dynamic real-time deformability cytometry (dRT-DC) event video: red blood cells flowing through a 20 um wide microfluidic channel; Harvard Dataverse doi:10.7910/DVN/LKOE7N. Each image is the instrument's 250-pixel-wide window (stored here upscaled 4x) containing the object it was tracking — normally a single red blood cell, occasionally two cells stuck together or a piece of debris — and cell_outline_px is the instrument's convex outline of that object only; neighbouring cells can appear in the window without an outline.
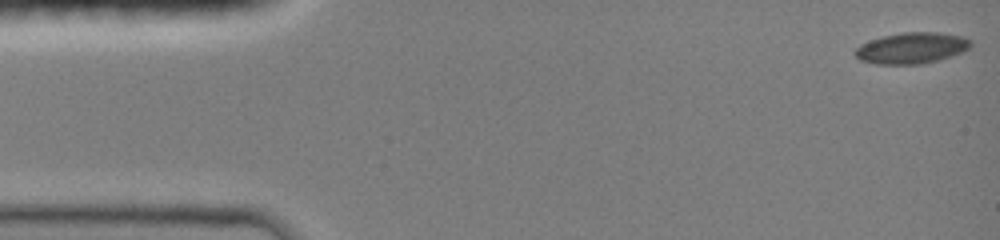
{"species": "common noctule bat (a hibernating species)", "species_latin": "Nyctalus noctula", "temperature_condition": "room temperature", "stored_images_in_passage": 26, "camera_frame_rate_fps": 3000, "um_per_image_px": 0.085, "animal": {"sex": "female", "body_mass_g": 19.0, "forearm_length_mm": 51.5}, "frame": {"image": 1, "passage_image": 1, "time_ms": 0.0, "image_size_px": [1000, 240], "cell_outline_px": [[972, 44], [968, 48], [960, 52], [936, 60], [920, 64], [876, 64], [860, 60], [852, 52], [860, 44], [884, 36], [904, 32], [936, 32], [960, 36], [972, 40]], "centroid_in_image_um": [77.44, 4.08], "position_along_channel_um": 7.6, "area_um2": 20.63}}
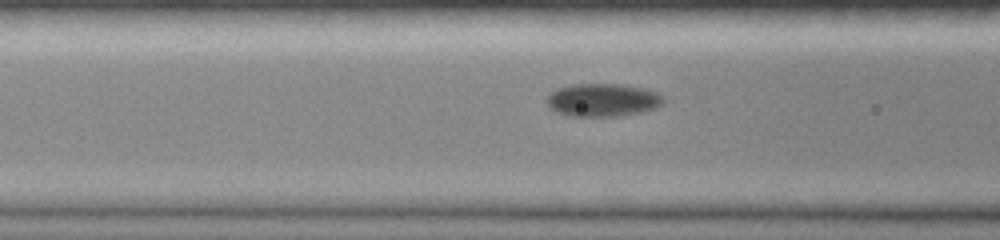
{"frame": {"image": 2, "passage_image": 15, "time_ms": 5.667, "image_size_px": [1000, 240], "cell_outline_px": [[664, 100], [656, 108], [640, 112], [616, 116], [568, 116], [556, 112], [548, 104], [548, 96], [556, 88], [576, 84], [620, 84], [644, 88], [656, 92]], "centroid_in_image_um": [51.21, 8.5], "position_along_channel_um": 115.4, "area_um2": 22.14}}
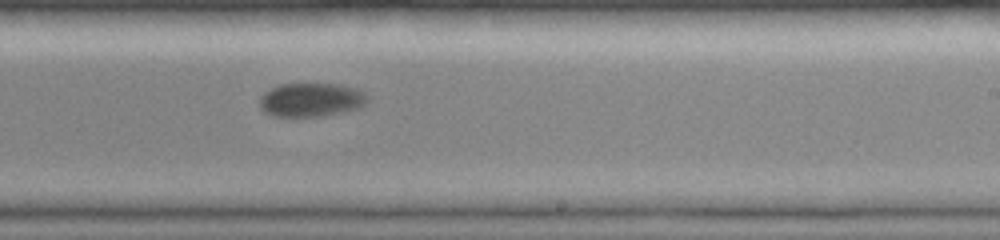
{"frame": {"image": 3, "passage_image": 26, "time_ms": 9.333, "image_size_px": [1000, 240], "cell_outline_px": [[368, 100], [360, 108], [320, 116], [272, 116], [264, 112], [260, 108], [260, 96], [264, 92], [280, 84], [340, 84], [356, 88], [364, 92], [368, 96]], "centroid_in_image_um": [26.44, 8.48], "position_along_channel_um": 262.6, "area_um2": 21.21}}